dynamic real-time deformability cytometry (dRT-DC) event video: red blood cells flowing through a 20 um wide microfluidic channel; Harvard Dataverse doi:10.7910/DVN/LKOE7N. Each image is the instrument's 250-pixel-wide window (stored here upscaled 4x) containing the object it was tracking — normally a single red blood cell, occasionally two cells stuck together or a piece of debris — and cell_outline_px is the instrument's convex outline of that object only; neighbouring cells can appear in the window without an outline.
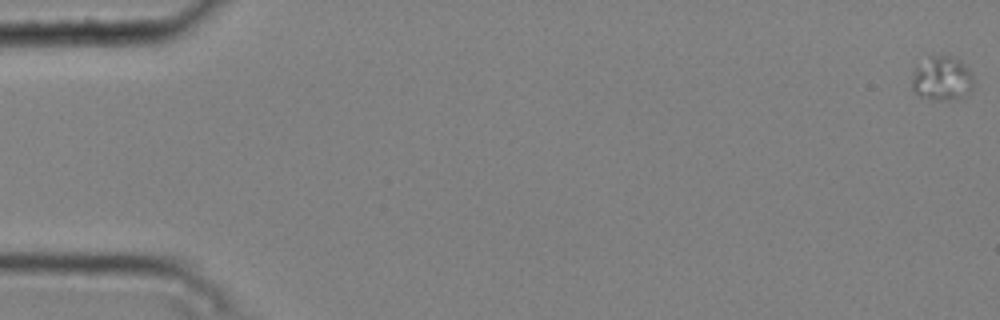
{"species": "common noctule bat (a hibernating species)", "species_latin": "Nyctalus noctula", "temperature_condition": "cold", "stored_images_in_passage": 9, "camera_frame_rate_fps": 3000, "um_per_image_px": 0.085, "animal": {"sex": "male", "body_mass_g": 20.4}, "frame": {"image": 1, "passage_image": 1, "time_ms": 0.0, "image_size_px": [1000, 320], "cell_outline_px": [[972, 88], [964, 96], [956, 100], [932, 100], [920, 96], [912, 88], [912, 76], [916, 64], [932, 56], [952, 56], [960, 60], [964, 64], [972, 76]], "centroid_in_image_um": [80.04, 6.68], "position_along_channel_um": 5.0, "area_um2": 15.9}}